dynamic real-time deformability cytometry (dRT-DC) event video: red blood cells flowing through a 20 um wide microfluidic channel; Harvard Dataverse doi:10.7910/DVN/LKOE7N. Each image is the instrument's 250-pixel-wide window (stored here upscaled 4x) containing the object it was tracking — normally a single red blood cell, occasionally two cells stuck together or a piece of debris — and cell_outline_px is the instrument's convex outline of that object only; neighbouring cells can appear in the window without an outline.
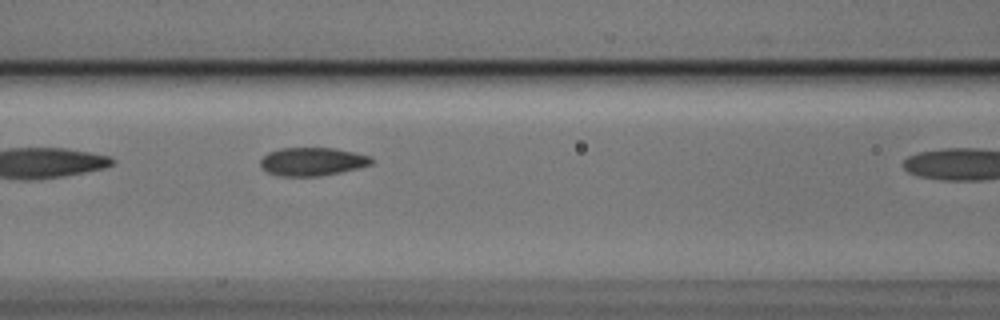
{"species": "Egyptian fruit bat (a non-hibernating species)", "species_latin": "Rousettus aegyptiacus", "temperature_condition": "cold", "stored_images_in_passage": 5, "camera_frame_rate_fps": 3000, "um_per_image_px": 0.085, "animal": {"sex": "male"}, "frame": {"image": 1, "passage_image": 4, "time_ms": 1.0, "image_size_px": [1000, 320], "cell_outline_px": [[372, 164], [340, 172], [320, 176], [280, 176], [268, 172], [260, 168], [260, 160], [268, 152], [280, 148], [336, 148], [372, 156]], "centroid_in_image_um": [26.53, 13.73], "position_along_channel_um": 140.1, "area_um2": 18.32}}